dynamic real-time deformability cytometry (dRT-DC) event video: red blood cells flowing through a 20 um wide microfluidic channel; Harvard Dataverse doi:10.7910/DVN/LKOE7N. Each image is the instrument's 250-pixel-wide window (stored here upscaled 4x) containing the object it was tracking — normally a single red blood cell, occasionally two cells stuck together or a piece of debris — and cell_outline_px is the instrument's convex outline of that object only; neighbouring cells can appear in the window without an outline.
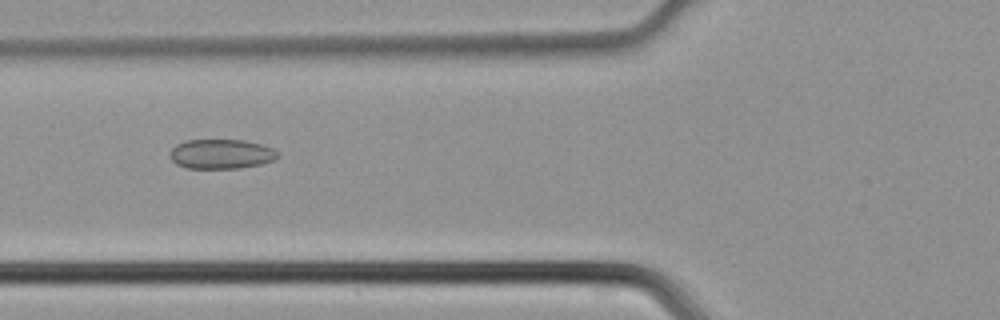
{"species": "common noctule bat (a hibernating species)", "species_latin": "Nyctalus noctula", "temperature_condition": "cold", "stored_images_in_passage": 32, "camera_frame_rate_fps": 3000, "um_per_image_px": 0.085, "animal": {"sex": "male", "body_mass_g": 21.5, "forearm_length_mm": 52.0}, "frame": {"image": 1, "passage_image": 4, "time_ms": 1.0, "image_size_px": [1000, 320], "cell_outline_px": [[280, 156], [272, 160], [260, 164], [240, 168], [188, 168], [176, 164], [168, 156], [172, 148], [176, 144], [188, 140], [244, 140], [260, 144], [272, 148], [280, 152]], "centroid_in_image_um": [18.8, 13.09], "position_along_channel_um": 107.0, "area_um2": 18.61}}
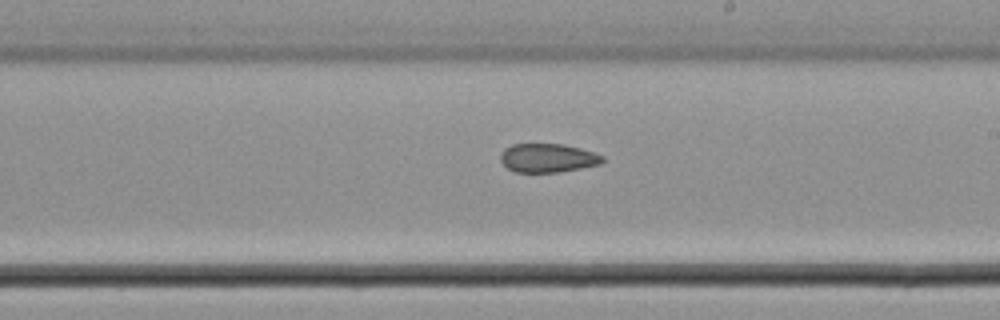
{"frame": {"image": 2, "passage_image": 13, "time_ms": 4.0, "image_size_px": [1000, 320], "cell_outline_px": [[604, 160], [600, 164], [560, 172], [516, 172], [508, 168], [500, 160], [500, 152], [504, 148], [512, 144], [564, 144], [580, 148], [604, 156]], "centroid_in_image_um": [46.54, 13.42], "position_along_channel_um": 242.5, "area_um2": 17.11}}
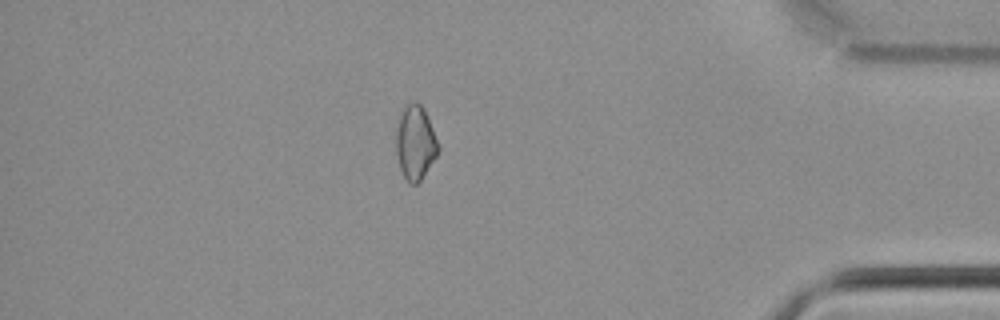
{"frame": {"image": 3, "passage_image": 26, "time_ms": 8.333, "image_size_px": [1000, 320], "cell_outline_px": [[440, 148], [436, 156], [420, 180], [416, 184], [408, 184], [400, 168], [396, 156], [396, 120], [400, 112], [412, 100], [416, 100], [424, 108], [428, 116], [440, 144]], "centroid_in_image_um": [35.29, 12.08], "position_along_channel_um": 399.9, "area_um2": 18.61}}